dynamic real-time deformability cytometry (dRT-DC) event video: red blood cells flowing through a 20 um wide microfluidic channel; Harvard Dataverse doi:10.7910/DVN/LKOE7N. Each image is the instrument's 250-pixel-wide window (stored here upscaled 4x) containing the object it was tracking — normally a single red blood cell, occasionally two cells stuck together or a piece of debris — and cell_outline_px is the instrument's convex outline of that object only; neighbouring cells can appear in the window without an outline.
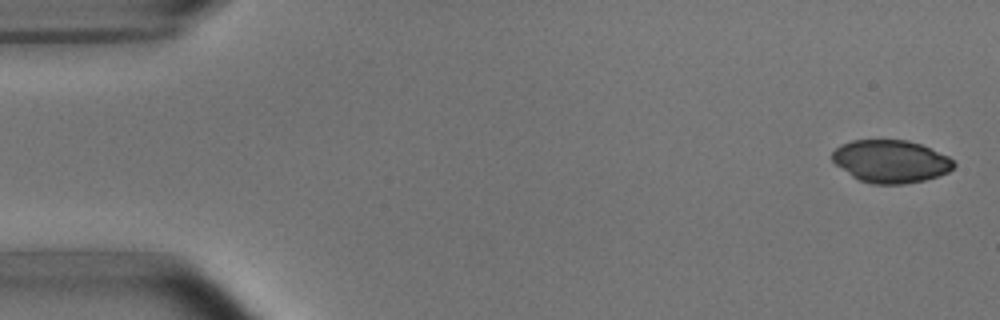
{"species": "common noctule bat (a hibernating species)", "species_latin": "Nyctalus noctula", "temperature_condition": "room temperature", "stored_images_in_passage": 6, "segment_of_instrument_passage": [1, 2], "camera_frame_rate_fps": 3000, "um_per_image_px": 0.085, "animal": {"sex": "male", "body_mass_g": 15.6}, "frame": {"image": 1, "passage_image": 1, "time_ms": 0.0, "image_size_px": [1000, 320], "cell_outline_px": [[956, 164], [948, 172], [924, 180], [904, 184], [872, 184], [860, 180], [852, 176], [836, 164], [832, 160], [832, 152], [840, 144], [852, 140], [908, 140], [920, 144], [948, 156]], "centroid_in_image_um": [75.7, 13.71], "position_along_channel_um": 9.3, "area_um2": 30.06}}